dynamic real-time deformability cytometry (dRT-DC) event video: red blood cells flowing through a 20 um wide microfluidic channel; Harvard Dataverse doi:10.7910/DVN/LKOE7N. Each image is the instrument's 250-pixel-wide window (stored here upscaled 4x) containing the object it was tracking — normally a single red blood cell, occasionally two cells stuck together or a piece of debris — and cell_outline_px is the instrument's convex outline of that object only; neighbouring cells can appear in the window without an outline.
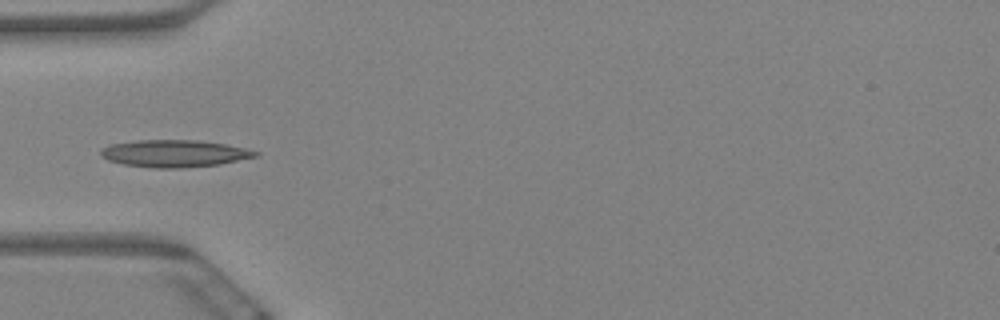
{"species": "Egyptian fruit bat (a non-hibernating species)", "species_latin": "Rousettus aegyptiacus", "temperature_condition": "warm", "stored_images_in_passage": 6, "camera_frame_rate_fps": 3000, "um_per_image_px": 0.085, "animal": {"sex": "female"}, "frame": {"image": 1, "passage_image": 3, "time_ms": 0.667, "image_size_px": [1000, 320], "cell_outline_px": [[260, 156], [220, 164], [180, 168], [152, 168], [124, 164], [108, 160], [100, 156], [100, 148], [108, 144], [136, 140], [196, 140], [224, 144], [244, 148], [260, 152]], "centroid_in_image_um": [14.79, 13.04], "position_along_channel_um": 70.2, "area_um2": 24.62}}
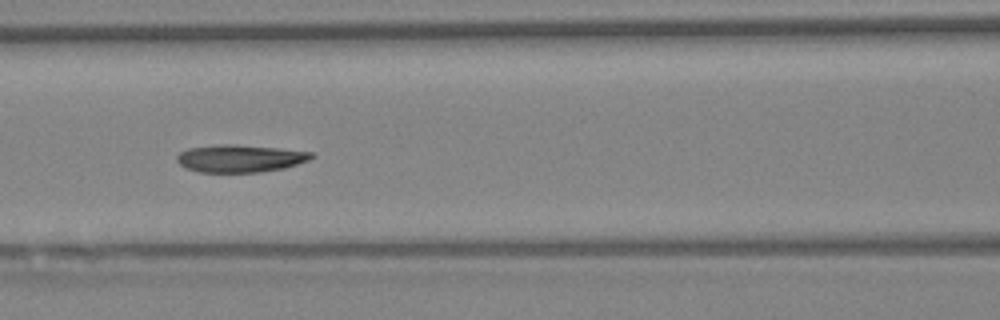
{"frame": {"image": 2, "passage_image": 5, "time_ms": 1.333, "image_size_px": [1000, 320], "cell_outline_px": [[316, 156], [308, 160], [284, 168], [260, 172], [200, 172], [184, 168], [176, 160], [176, 156], [180, 152], [188, 148], [228, 144], [276, 148], [312, 152]], "centroid_in_image_um": [20.38, 13.47], "position_along_channel_um": 146.2, "area_um2": 21.33}}
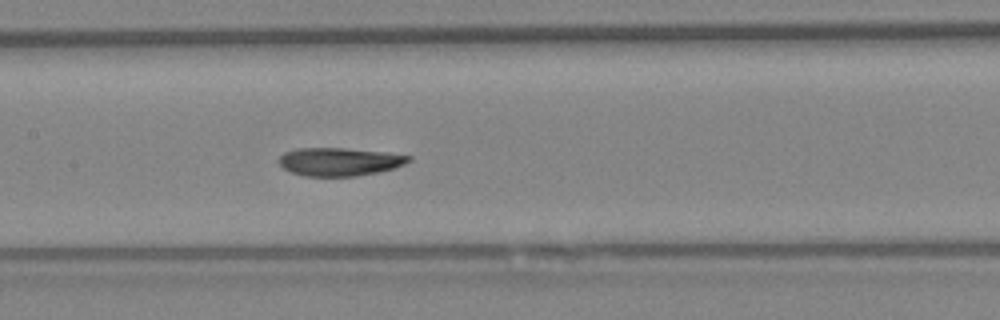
{"frame": {"image": 3, "passage_image": 6, "time_ms": 1.667, "image_size_px": [1000, 320], "cell_outline_px": [[412, 160], [404, 164], [380, 172], [356, 176], [304, 176], [292, 172], [284, 168], [280, 164], [280, 156], [284, 152], [300, 148], [344, 148], [384, 152], [412, 156]], "centroid_in_image_um": [28.87, 13.74], "position_along_channel_um": 178.5, "area_um2": 21.15}}